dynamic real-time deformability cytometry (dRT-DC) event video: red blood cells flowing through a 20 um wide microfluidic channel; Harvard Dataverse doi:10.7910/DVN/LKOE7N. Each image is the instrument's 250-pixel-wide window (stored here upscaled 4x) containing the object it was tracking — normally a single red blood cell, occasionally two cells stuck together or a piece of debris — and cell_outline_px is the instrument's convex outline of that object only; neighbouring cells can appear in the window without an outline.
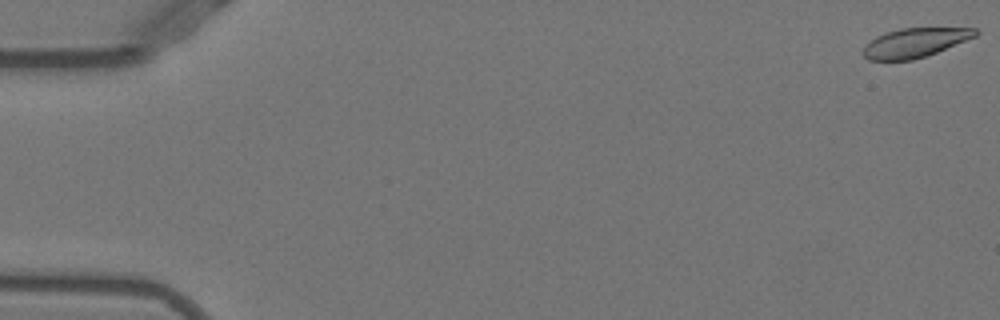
{"species": "Egyptian fruit bat (a non-hibernating species)", "species_latin": "Rousettus aegyptiacus", "temperature_condition": "warm", "stored_images_in_passage": 53, "camera_frame_rate_fps": 3000, "um_per_image_px": 0.085, "animal": {"sex": "female"}, "frame": {"image": 1, "passage_image": 1, "time_ms": 0.0, "image_size_px": [1000, 320], "cell_outline_px": [[980, 32], [976, 36], [936, 52], [912, 60], [868, 60], [860, 52], [876, 36], [900, 28], [976, 28]], "centroid_in_image_um": [77.76, 3.63], "position_along_channel_um": 7.2, "area_um2": 18.84}}
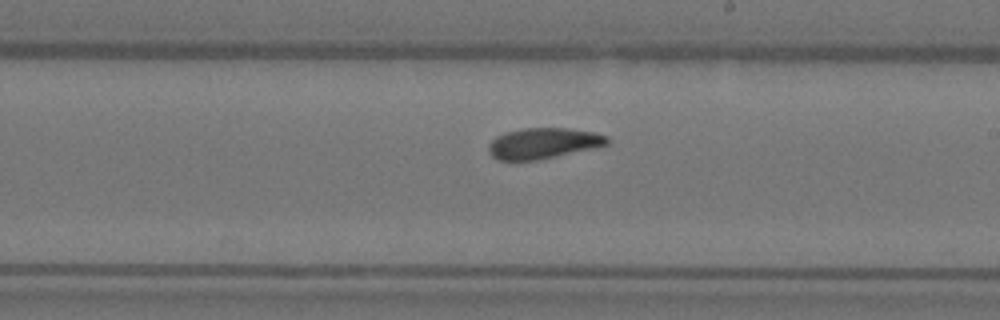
{"frame": {"image": 2, "passage_image": 31, "time_ms": 10.0, "image_size_px": [1000, 320], "cell_outline_px": [[608, 144], [592, 148], [536, 160], [500, 160], [492, 156], [488, 152], [488, 144], [496, 136], [504, 132], [524, 128], [568, 128], [592, 132], [608, 136]], "centroid_in_image_um": [46.13, 12.17], "position_along_channel_um": 242.9, "area_um2": 21.04}}
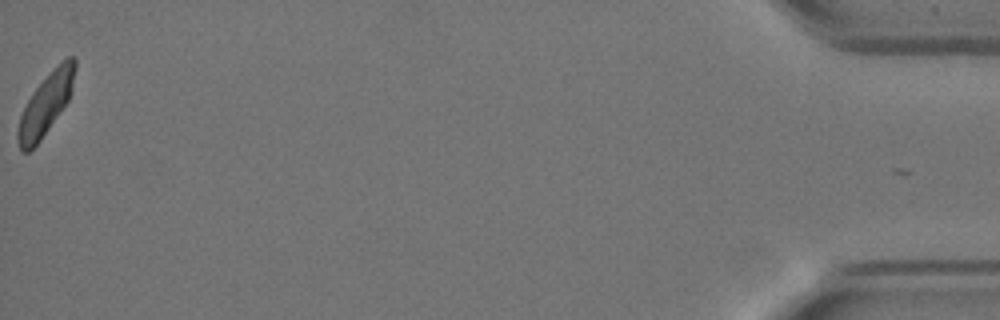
{"frame": {"image": 3, "passage_image": 53, "time_ms": 17.333, "image_size_px": [1000, 320], "cell_outline_px": [[76, 68], [72, 92], [68, 100], [40, 140], [28, 152], [20, 152], [16, 140], [16, 132], [20, 116], [32, 92], [68, 56], [76, 56]], "centroid_in_image_um": [3.88, 8.89], "position_along_channel_um": 431.3, "area_um2": 19.94}, "authors_computed_cell_mechanics": {"area_um2": 21.097, "velocity_mm_per_s": 3.9022, "shape_relaxation_time_tau1_ms": 7.4496, "shape_relaxation_time_tau2_ms": 4.3714, "deformation_change_tau1": 0.1998, "deformation_change_tau2": 0.1078}}